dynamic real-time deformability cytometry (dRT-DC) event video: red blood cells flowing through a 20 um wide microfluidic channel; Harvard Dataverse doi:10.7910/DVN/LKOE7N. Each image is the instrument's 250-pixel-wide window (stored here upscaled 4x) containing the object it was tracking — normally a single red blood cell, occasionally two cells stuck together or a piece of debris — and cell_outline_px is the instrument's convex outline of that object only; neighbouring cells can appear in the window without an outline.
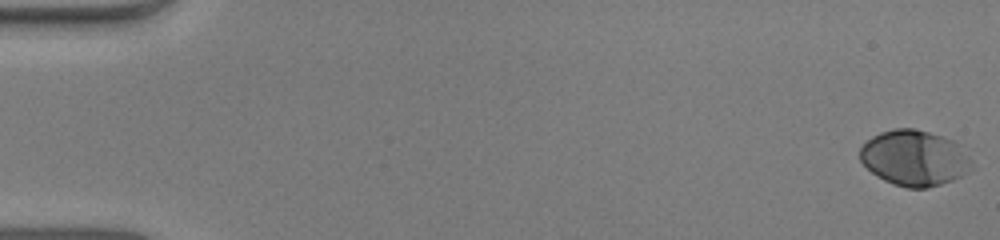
{"species": "human", "species_latin": "Homo sapiens", "temperature_condition": "warm", "stored_images_in_passage": 52, "camera_frame_rate_fps": 3000, "um_per_image_px": 0.085, "donor": {"sex": "male"}, "frame": {"image": 1, "passage_image": 1, "time_ms": 0.0, "image_size_px": [1000, 240], "cell_outline_px": [[972, 168], [968, 172], [952, 180], [928, 188], [908, 188], [892, 184], [876, 176], [860, 160], [860, 148], [872, 136], [880, 132], [896, 128], [916, 128], [952, 140], [956, 144], [968, 160]], "centroid_in_image_um": [77.66, 13.44], "position_along_channel_um": 7.3, "area_um2": 35.6}}
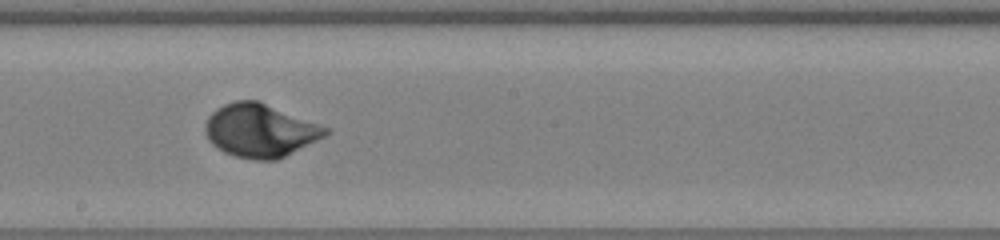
{"frame": {"image": 2, "passage_image": 30, "time_ms": 9.667, "image_size_px": [1000, 240], "cell_outline_px": [[332, 132], [276, 160], [256, 160], [236, 156], [224, 152], [216, 148], [208, 140], [204, 132], [204, 124], [208, 116], [216, 108], [224, 104], [236, 100], [260, 100], [332, 128]], "centroid_in_image_um": [22.11, 11.06], "position_along_channel_um": 226.1, "area_um2": 37.74}}
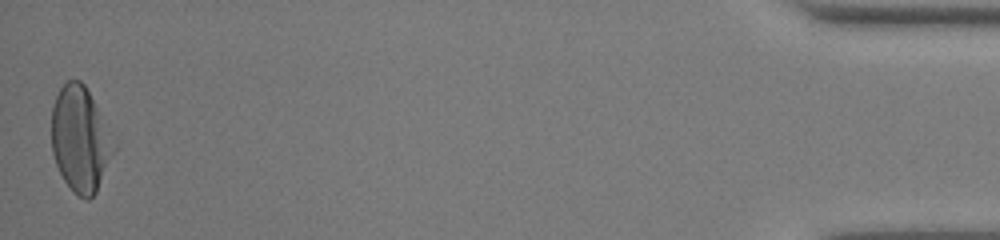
{"frame": {"image": 3, "passage_image": 52, "time_ms": 17.0, "image_size_px": [1000, 240], "cell_outline_px": [[116, 148], [96, 192], [88, 200], [72, 192], [64, 180], [56, 164], [52, 152], [52, 108], [56, 96], [60, 88], [68, 80], [80, 80], [84, 84], [116, 144]], "centroid_in_image_um": [6.81, 11.86], "position_along_channel_um": 428.4, "area_um2": 37.69}, "authors_computed_cell_mechanics": {"area_um2": 35.8649, "velocity_mm_per_s": 4.0085, "shape_relaxation_time_tau1_ms": 2.8325, "shape_relaxation_time_tau2_ms": null, "deformation_change_tau1": 0.1812, "deformation_change_tau2": null}}